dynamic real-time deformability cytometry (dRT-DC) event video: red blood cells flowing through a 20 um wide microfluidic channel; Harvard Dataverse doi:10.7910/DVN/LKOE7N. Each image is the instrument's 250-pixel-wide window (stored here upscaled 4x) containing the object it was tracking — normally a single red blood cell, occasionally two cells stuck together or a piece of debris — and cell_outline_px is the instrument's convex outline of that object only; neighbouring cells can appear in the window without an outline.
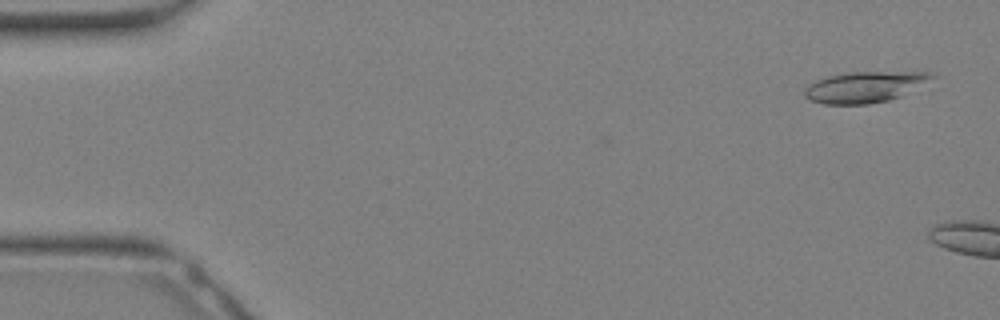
{"species": "Egyptian fruit bat (a non-hibernating species)", "species_latin": "Rousettus aegyptiacus", "temperature_condition": "warm", "stored_images_in_passage": 5, "camera_frame_rate_fps": 3000, "um_per_image_px": 0.085, "animal": {"sex": "female"}, "frame": {"image": 1, "passage_image": 2, "time_ms": 0.333, "image_size_px": [1000, 320], "cell_outline_px": [[936, 76], [900, 96], [888, 100], [868, 104], [824, 104], [808, 100], [804, 96], [804, 88], [808, 84], [816, 80], [828, 76], [848, 72], [932, 72]], "centroid_in_image_um": [73.42, 7.39], "position_along_channel_um": 11.6, "area_um2": 22.77}}